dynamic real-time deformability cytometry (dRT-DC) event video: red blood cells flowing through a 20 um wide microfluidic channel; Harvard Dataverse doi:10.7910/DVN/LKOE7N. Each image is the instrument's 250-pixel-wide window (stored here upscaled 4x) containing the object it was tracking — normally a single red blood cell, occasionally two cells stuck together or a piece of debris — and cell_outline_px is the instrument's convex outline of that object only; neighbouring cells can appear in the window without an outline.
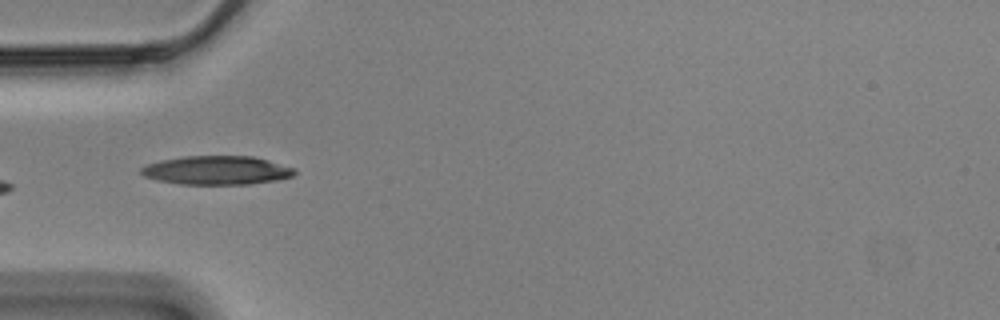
{"species": "Egyptian fruit bat (a non-hibernating species)", "species_latin": "Rousettus aegyptiacus", "temperature_condition": "cold", "stored_images_in_passage": 8, "camera_frame_rate_fps": 3000, "um_per_image_px": 0.085, "animal": {"sex": "male"}, "frame": {"image": 1, "passage_image": 2, "time_ms": 0.333, "image_size_px": [1000, 320], "cell_outline_px": [[296, 172], [292, 176], [276, 180], [248, 184], [180, 184], [156, 180], [144, 176], [140, 172], [140, 168], [148, 164], [160, 160], [184, 156], [252, 156], [268, 160], [296, 168]], "centroid_in_image_um": [18.41, 14.47], "position_along_channel_um": 66.6, "area_um2": 25.72}}